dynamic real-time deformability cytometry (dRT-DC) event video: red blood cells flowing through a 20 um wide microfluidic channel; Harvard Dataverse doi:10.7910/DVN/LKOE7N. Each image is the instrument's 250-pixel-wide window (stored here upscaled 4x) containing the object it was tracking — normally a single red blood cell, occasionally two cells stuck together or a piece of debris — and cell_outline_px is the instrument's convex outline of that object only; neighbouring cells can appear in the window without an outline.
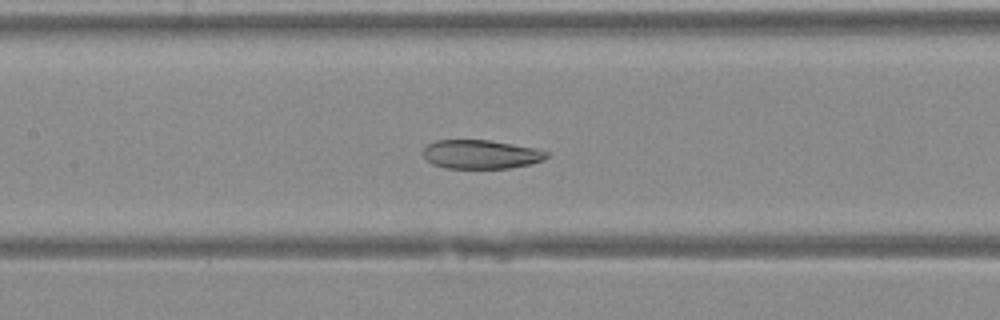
{"species": "Egyptian fruit bat (a non-hibernating species)", "species_latin": "Rousettus aegyptiacus", "temperature_condition": "warm", "stored_images_in_passage": 44, "camera_frame_rate_fps": 3000, "um_per_image_px": 0.085, "animal": {"sex": "female"}, "frame": {"image": 1, "passage_image": 21, "time_ms": 6.667, "image_size_px": [1000, 320], "cell_outline_px": [[548, 156], [544, 160], [532, 164], [512, 168], [444, 168], [432, 164], [424, 156], [424, 148], [428, 144], [436, 140], [488, 140], [536, 148], [548, 152]], "centroid_in_image_um": [40.9, 13.12], "position_along_channel_um": 166.5, "area_um2": 20.81}}
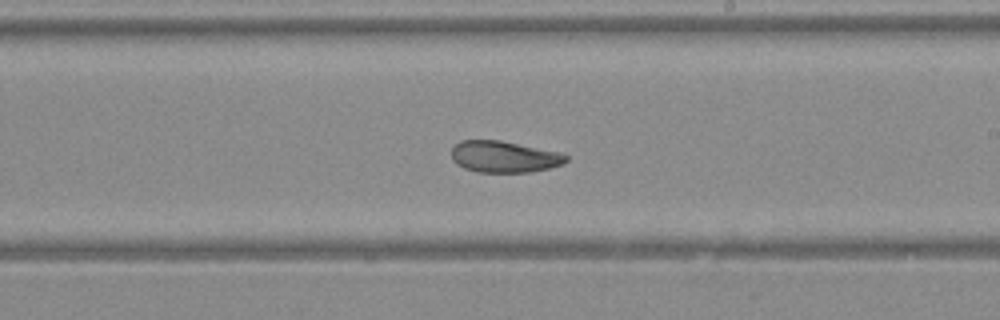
{"frame": {"image": 2, "passage_image": 26, "time_ms": 8.333, "image_size_px": [1000, 320], "cell_outline_px": [[568, 160], [564, 164], [532, 172], [476, 172], [464, 168], [456, 164], [452, 160], [452, 148], [460, 140], [500, 140], [560, 152], [568, 156]], "centroid_in_image_um": [42.85, 13.32], "position_along_channel_um": 246.1, "area_um2": 21.15}}
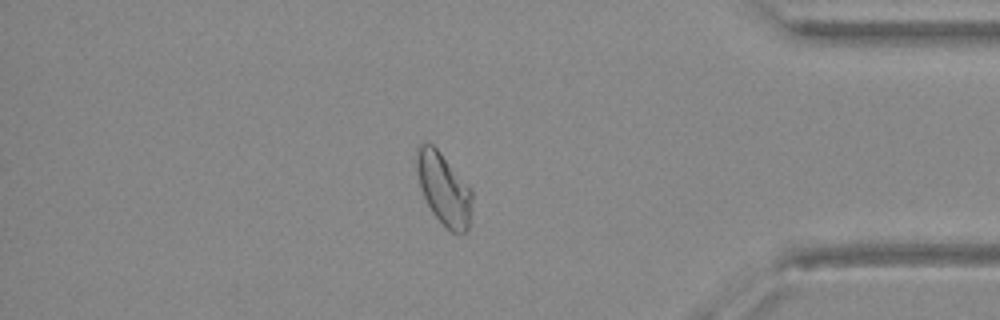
{"frame": {"image": 3, "passage_image": 37, "time_ms": 12.0, "image_size_px": [1000, 320], "cell_outline_px": [[472, 216], [468, 232], [452, 232], [432, 212], [424, 196], [420, 184], [416, 168], [416, 148], [420, 144], [432, 144], [440, 152], [472, 188]], "centroid_in_image_um": [37.76, 16.06], "position_along_channel_um": 397.4, "area_um2": 23.18}}